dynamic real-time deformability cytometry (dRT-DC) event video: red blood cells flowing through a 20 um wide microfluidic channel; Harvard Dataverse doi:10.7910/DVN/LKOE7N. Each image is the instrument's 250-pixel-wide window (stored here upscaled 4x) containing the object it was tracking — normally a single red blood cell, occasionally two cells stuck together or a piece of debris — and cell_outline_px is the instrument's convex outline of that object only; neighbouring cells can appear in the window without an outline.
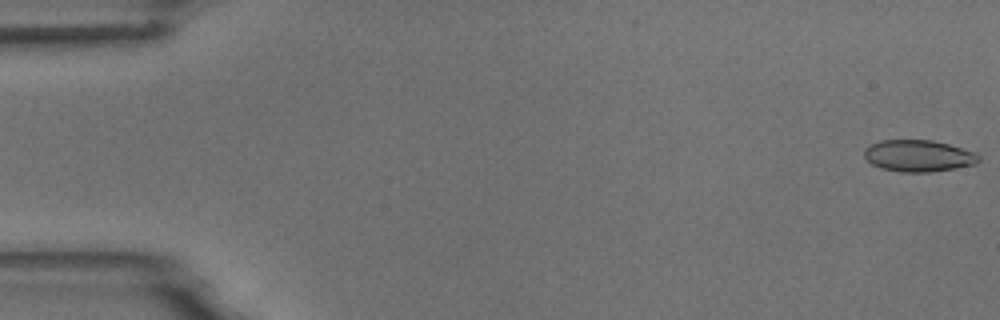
{"species": "common noctule bat (a hibernating species)", "species_latin": "Nyctalus noctula", "temperature_condition": "room temperature", "stored_images_in_passage": 6, "camera_frame_rate_fps": 3000, "um_per_image_px": 0.085, "animal": {"sex": "male", "body_mass_g": 18.8}, "frame": {"image": 1, "passage_image": 1, "time_ms": 0.0, "image_size_px": [1000, 320], "cell_outline_px": [[980, 160], [976, 164], [932, 172], [900, 172], [880, 168], [872, 164], [864, 156], [864, 148], [880, 140], [932, 140], [948, 144], [976, 152], [980, 156]], "centroid_in_image_um": [78.07, 13.25], "position_along_channel_um": 6.9, "area_um2": 21.21}}
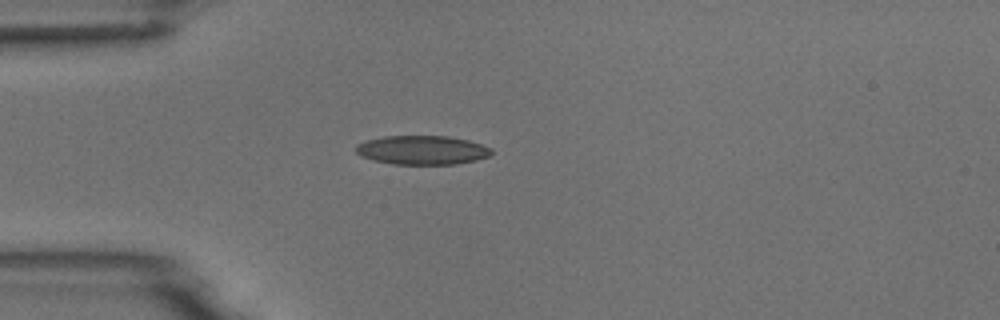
{"frame": {"image": 2, "passage_image": 5, "time_ms": 4.667, "image_size_px": [1000, 320], "cell_outline_px": [[492, 152], [488, 156], [476, 160], [456, 164], [392, 164], [372, 160], [360, 156], [356, 152], [356, 144], [368, 140], [384, 136], [448, 136], [468, 140], [492, 148]], "centroid_in_image_um": [35.87, 12.76], "position_along_channel_um": 49.1, "area_um2": 22.89}}